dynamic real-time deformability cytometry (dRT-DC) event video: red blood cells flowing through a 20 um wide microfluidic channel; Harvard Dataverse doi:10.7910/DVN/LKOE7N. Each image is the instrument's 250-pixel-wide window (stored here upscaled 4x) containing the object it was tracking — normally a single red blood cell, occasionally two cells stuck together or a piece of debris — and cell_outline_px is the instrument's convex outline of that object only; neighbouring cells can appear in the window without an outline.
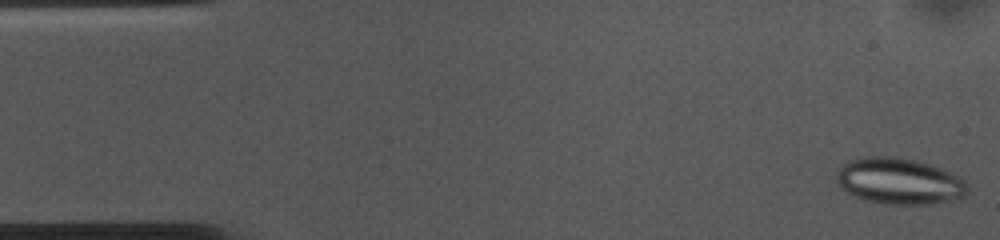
{"species": "common noctule bat (a hibernating species)", "species_latin": "Nyctalus noctula", "temperature_condition": "cold", "stored_images_in_passage": 53, "camera_frame_rate_fps": 3000, "um_per_image_px": 0.085, "animal": {"sex": "female", "body_mass_g": 10.0, "forearm_length_mm": 53.1}, "frame": {"image": 1, "passage_image": 1, "time_ms": 0.0, "image_size_px": [1000, 240], "cell_outline_px": [[968, 192], [964, 196], [928, 204], [884, 204], [864, 200], [840, 188], [836, 184], [836, 176], [840, 168], [848, 160], [860, 156], [896, 156], [916, 160], [940, 168], [960, 176], [968, 184]], "centroid_in_image_um": [76.4, 15.38], "position_along_channel_um": 8.6, "area_um2": 35.43}}
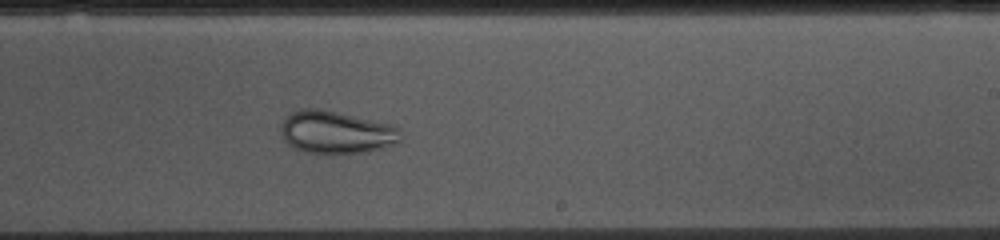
{"frame": {"image": 2, "passage_image": 31, "time_ms": 10.0, "image_size_px": [1000, 240], "cell_outline_px": [[404, 136], [396, 144], [384, 148], [364, 152], [336, 156], [304, 152], [292, 148], [284, 140], [280, 132], [280, 128], [284, 120], [292, 112], [300, 108], [316, 108], [336, 112], [388, 124], [400, 128]], "centroid_in_image_um": [28.57, 11.29], "position_along_channel_um": 260.4, "area_um2": 30.35}}
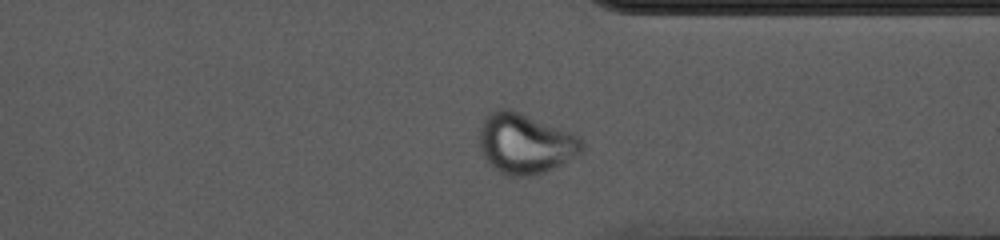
{"frame": {"image": 3, "passage_image": 40, "time_ms": 13.0, "image_size_px": [1000, 240], "cell_outline_px": [[584, 148], [580, 152], [560, 164], [536, 176], [516, 176], [500, 172], [484, 156], [480, 148], [480, 128], [484, 116], [496, 108], [512, 108], [572, 132], [580, 136], [584, 144]], "centroid_in_image_um": [44.65, 12.15], "position_along_channel_um": 366.8, "area_um2": 36.01}}